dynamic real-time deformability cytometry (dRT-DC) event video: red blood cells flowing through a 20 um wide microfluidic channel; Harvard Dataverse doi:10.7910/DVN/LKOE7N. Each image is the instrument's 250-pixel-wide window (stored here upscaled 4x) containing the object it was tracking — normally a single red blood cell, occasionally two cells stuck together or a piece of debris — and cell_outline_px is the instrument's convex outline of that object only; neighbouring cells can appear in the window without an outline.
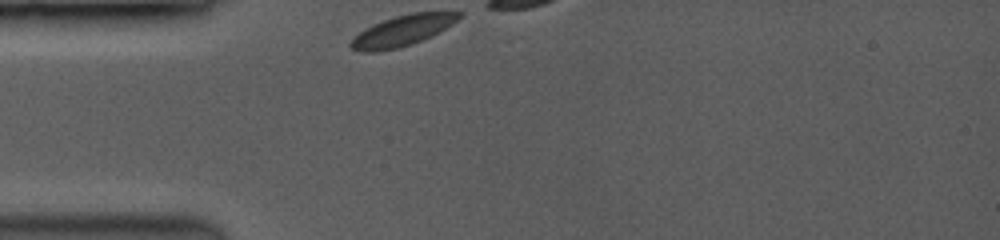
{"species": "common noctule bat (a hibernating species)", "species_latin": "Nyctalus noctula", "temperature_condition": "room temperature", "stored_images_in_passage": 7, "camera_frame_rate_fps": 3500, "um_per_image_px": 0.085, "animal": {"sex": "female", "body_mass_g": 19.0, "forearm_length_mm": 53.3}, "frame": {"image": 1, "passage_image": 1, "time_ms": 0.0, "image_size_px": [1000, 240], "cell_outline_px": [[464, 16], [452, 24], [432, 36], [412, 44], [396, 48], [376, 52], [360, 52], [348, 48], [348, 44], [364, 28], [372, 24], [396, 16], [412, 12], [464, 12]], "centroid_in_image_um": [34.2, 2.61], "position_along_channel_um": 50.8, "area_um2": 19.48}}